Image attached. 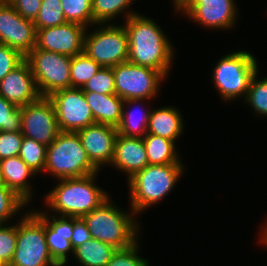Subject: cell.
Segmentation results:
<instances>
[{
    "label": "cell",
    "mask_w": 267,
    "mask_h": 266,
    "mask_svg": "<svg viewBox=\"0 0 267 266\" xmlns=\"http://www.w3.org/2000/svg\"><path fill=\"white\" fill-rule=\"evenodd\" d=\"M185 164L147 165L127 182L128 205L140 218L151 207L163 202L186 172ZM167 196V197H166Z\"/></svg>",
    "instance_id": "obj_4"
},
{
    "label": "cell",
    "mask_w": 267,
    "mask_h": 266,
    "mask_svg": "<svg viewBox=\"0 0 267 266\" xmlns=\"http://www.w3.org/2000/svg\"><path fill=\"white\" fill-rule=\"evenodd\" d=\"M116 250L108 243L92 239L74 249L72 261L77 266H106Z\"/></svg>",
    "instance_id": "obj_26"
},
{
    "label": "cell",
    "mask_w": 267,
    "mask_h": 266,
    "mask_svg": "<svg viewBox=\"0 0 267 266\" xmlns=\"http://www.w3.org/2000/svg\"><path fill=\"white\" fill-rule=\"evenodd\" d=\"M2 182L13 190L28 205L35 199V185L32 179L38 175L19 157H9L0 160Z\"/></svg>",
    "instance_id": "obj_20"
},
{
    "label": "cell",
    "mask_w": 267,
    "mask_h": 266,
    "mask_svg": "<svg viewBox=\"0 0 267 266\" xmlns=\"http://www.w3.org/2000/svg\"><path fill=\"white\" fill-rule=\"evenodd\" d=\"M47 147L33 139L23 136L19 157L39 176L46 166ZM41 173V174H40Z\"/></svg>",
    "instance_id": "obj_30"
},
{
    "label": "cell",
    "mask_w": 267,
    "mask_h": 266,
    "mask_svg": "<svg viewBox=\"0 0 267 266\" xmlns=\"http://www.w3.org/2000/svg\"><path fill=\"white\" fill-rule=\"evenodd\" d=\"M141 238L132 246L117 249L106 266H151L150 261L142 256Z\"/></svg>",
    "instance_id": "obj_33"
},
{
    "label": "cell",
    "mask_w": 267,
    "mask_h": 266,
    "mask_svg": "<svg viewBox=\"0 0 267 266\" xmlns=\"http://www.w3.org/2000/svg\"><path fill=\"white\" fill-rule=\"evenodd\" d=\"M112 196L82 218L93 239L112 245L116 249L132 246L142 237V222L129 206L114 203ZM139 221V222H138Z\"/></svg>",
    "instance_id": "obj_3"
},
{
    "label": "cell",
    "mask_w": 267,
    "mask_h": 266,
    "mask_svg": "<svg viewBox=\"0 0 267 266\" xmlns=\"http://www.w3.org/2000/svg\"><path fill=\"white\" fill-rule=\"evenodd\" d=\"M101 68L102 66L91 59L84 51L71 57V88H82Z\"/></svg>",
    "instance_id": "obj_28"
},
{
    "label": "cell",
    "mask_w": 267,
    "mask_h": 266,
    "mask_svg": "<svg viewBox=\"0 0 267 266\" xmlns=\"http://www.w3.org/2000/svg\"><path fill=\"white\" fill-rule=\"evenodd\" d=\"M15 221L0 225V259L7 266L12 261L17 244V219Z\"/></svg>",
    "instance_id": "obj_36"
},
{
    "label": "cell",
    "mask_w": 267,
    "mask_h": 266,
    "mask_svg": "<svg viewBox=\"0 0 267 266\" xmlns=\"http://www.w3.org/2000/svg\"><path fill=\"white\" fill-rule=\"evenodd\" d=\"M148 165L143 138L124 137L117 134L110 168L125 174V182Z\"/></svg>",
    "instance_id": "obj_19"
},
{
    "label": "cell",
    "mask_w": 267,
    "mask_h": 266,
    "mask_svg": "<svg viewBox=\"0 0 267 266\" xmlns=\"http://www.w3.org/2000/svg\"><path fill=\"white\" fill-rule=\"evenodd\" d=\"M87 28L73 22L36 30V48L52 51L69 57L84 50Z\"/></svg>",
    "instance_id": "obj_15"
},
{
    "label": "cell",
    "mask_w": 267,
    "mask_h": 266,
    "mask_svg": "<svg viewBox=\"0 0 267 266\" xmlns=\"http://www.w3.org/2000/svg\"><path fill=\"white\" fill-rule=\"evenodd\" d=\"M30 207L17 219V244L9 266H59L48 249L45 222Z\"/></svg>",
    "instance_id": "obj_7"
},
{
    "label": "cell",
    "mask_w": 267,
    "mask_h": 266,
    "mask_svg": "<svg viewBox=\"0 0 267 266\" xmlns=\"http://www.w3.org/2000/svg\"><path fill=\"white\" fill-rule=\"evenodd\" d=\"M81 89L83 92L116 94L112 67H102Z\"/></svg>",
    "instance_id": "obj_34"
},
{
    "label": "cell",
    "mask_w": 267,
    "mask_h": 266,
    "mask_svg": "<svg viewBox=\"0 0 267 266\" xmlns=\"http://www.w3.org/2000/svg\"><path fill=\"white\" fill-rule=\"evenodd\" d=\"M267 217L264 218V221L260 224L261 226L259 227L258 231H256L255 233H257V242L261 245H263L262 247H265V251H267Z\"/></svg>",
    "instance_id": "obj_41"
},
{
    "label": "cell",
    "mask_w": 267,
    "mask_h": 266,
    "mask_svg": "<svg viewBox=\"0 0 267 266\" xmlns=\"http://www.w3.org/2000/svg\"><path fill=\"white\" fill-rule=\"evenodd\" d=\"M102 67L128 61V36L122 23L94 24L87 28L84 50Z\"/></svg>",
    "instance_id": "obj_8"
},
{
    "label": "cell",
    "mask_w": 267,
    "mask_h": 266,
    "mask_svg": "<svg viewBox=\"0 0 267 266\" xmlns=\"http://www.w3.org/2000/svg\"><path fill=\"white\" fill-rule=\"evenodd\" d=\"M100 172L89 160L76 132H60L47 147L43 175L53 180L79 178Z\"/></svg>",
    "instance_id": "obj_6"
},
{
    "label": "cell",
    "mask_w": 267,
    "mask_h": 266,
    "mask_svg": "<svg viewBox=\"0 0 267 266\" xmlns=\"http://www.w3.org/2000/svg\"><path fill=\"white\" fill-rule=\"evenodd\" d=\"M135 3L136 0H92L93 25L118 23L117 18L124 22L139 13L133 10Z\"/></svg>",
    "instance_id": "obj_25"
},
{
    "label": "cell",
    "mask_w": 267,
    "mask_h": 266,
    "mask_svg": "<svg viewBox=\"0 0 267 266\" xmlns=\"http://www.w3.org/2000/svg\"><path fill=\"white\" fill-rule=\"evenodd\" d=\"M21 133L48 147L60 133L55 109L49 97L21 107Z\"/></svg>",
    "instance_id": "obj_13"
},
{
    "label": "cell",
    "mask_w": 267,
    "mask_h": 266,
    "mask_svg": "<svg viewBox=\"0 0 267 266\" xmlns=\"http://www.w3.org/2000/svg\"><path fill=\"white\" fill-rule=\"evenodd\" d=\"M121 23L128 36V61L170 77L177 50L157 19L140 12Z\"/></svg>",
    "instance_id": "obj_1"
},
{
    "label": "cell",
    "mask_w": 267,
    "mask_h": 266,
    "mask_svg": "<svg viewBox=\"0 0 267 266\" xmlns=\"http://www.w3.org/2000/svg\"><path fill=\"white\" fill-rule=\"evenodd\" d=\"M220 58V59H219ZM214 63L211 73V81L214 89L224 103L243 101L252 77L259 70V62L256 55L249 49L232 50Z\"/></svg>",
    "instance_id": "obj_5"
},
{
    "label": "cell",
    "mask_w": 267,
    "mask_h": 266,
    "mask_svg": "<svg viewBox=\"0 0 267 266\" xmlns=\"http://www.w3.org/2000/svg\"><path fill=\"white\" fill-rule=\"evenodd\" d=\"M25 59L41 96L49 97L56 91L71 88V57L34 47Z\"/></svg>",
    "instance_id": "obj_11"
},
{
    "label": "cell",
    "mask_w": 267,
    "mask_h": 266,
    "mask_svg": "<svg viewBox=\"0 0 267 266\" xmlns=\"http://www.w3.org/2000/svg\"><path fill=\"white\" fill-rule=\"evenodd\" d=\"M84 96L91 108L95 123L115 127L120 124L124 100L117 94L84 92Z\"/></svg>",
    "instance_id": "obj_23"
},
{
    "label": "cell",
    "mask_w": 267,
    "mask_h": 266,
    "mask_svg": "<svg viewBox=\"0 0 267 266\" xmlns=\"http://www.w3.org/2000/svg\"><path fill=\"white\" fill-rule=\"evenodd\" d=\"M258 70L252 77L246 97L242 101L248 105L252 115L260 119L267 118V76H259ZM262 117V118H261Z\"/></svg>",
    "instance_id": "obj_27"
},
{
    "label": "cell",
    "mask_w": 267,
    "mask_h": 266,
    "mask_svg": "<svg viewBox=\"0 0 267 266\" xmlns=\"http://www.w3.org/2000/svg\"><path fill=\"white\" fill-rule=\"evenodd\" d=\"M0 266H7V265L0 259Z\"/></svg>",
    "instance_id": "obj_43"
},
{
    "label": "cell",
    "mask_w": 267,
    "mask_h": 266,
    "mask_svg": "<svg viewBox=\"0 0 267 266\" xmlns=\"http://www.w3.org/2000/svg\"><path fill=\"white\" fill-rule=\"evenodd\" d=\"M39 208L32 209L45 222V236L49 252L59 266H68L74 253L71 245L73 217L49 214L41 206Z\"/></svg>",
    "instance_id": "obj_16"
},
{
    "label": "cell",
    "mask_w": 267,
    "mask_h": 266,
    "mask_svg": "<svg viewBox=\"0 0 267 266\" xmlns=\"http://www.w3.org/2000/svg\"><path fill=\"white\" fill-rule=\"evenodd\" d=\"M149 101L151 102L145 99L124 100L121 122L117 126L118 134L124 137H144L152 110Z\"/></svg>",
    "instance_id": "obj_22"
},
{
    "label": "cell",
    "mask_w": 267,
    "mask_h": 266,
    "mask_svg": "<svg viewBox=\"0 0 267 266\" xmlns=\"http://www.w3.org/2000/svg\"><path fill=\"white\" fill-rule=\"evenodd\" d=\"M143 142L149 165L185 164L175 141L146 133Z\"/></svg>",
    "instance_id": "obj_24"
},
{
    "label": "cell",
    "mask_w": 267,
    "mask_h": 266,
    "mask_svg": "<svg viewBox=\"0 0 267 266\" xmlns=\"http://www.w3.org/2000/svg\"><path fill=\"white\" fill-rule=\"evenodd\" d=\"M4 184L2 182V179H1V174H0V187H2Z\"/></svg>",
    "instance_id": "obj_44"
},
{
    "label": "cell",
    "mask_w": 267,
    "mask_h": 266,
    "mask_svg": "<svg viewBox=\"0 0 267 266\" xmlns=\"http://www.w3.org/2000/svg\"><path fill=\"white\" fill-rule=\"evenodd\" d=\"M25 19L34 21L38 15L42 0H7Z\"/></svg>",
    "instance_id": "obj_39"
},
{
    "label": "cell",
    "mask_w": 267,
    "mask_h": 266,
    "mask_svg": "<svg viewBox=\"0 0 267 266\" xmlns=\"http://www.w3.org/2000/svg\"><path fill=\"white\" fill-rule=\"evenodd\" d=\"M23 135L19 132L0 131V160L19 155Z\"/></svg>",
    "instance_id": "obj_37"
},
{
    "label": "cell",
    "mask_w": 267,
    "mask_h": 266,
    "mask_svg": "<svg viewBox=\"0 0 267 266\" xmlns=\"http://www.w3.org/2000/svg\"><path fill=\"white\" fill-rule=\"evenodd\" d=\"M33 22L36 30L65 24L67 21L62 10L61 1L42 0L38 15Z\"/></svg>",
    "instance_id": "obj_32"
},
{
    "label": "cell",
    "mask_w": 267,
    "mask_h": 266,
    "mask_svg": "<svg viewBox=\"0 0 267 266\" xmlns=\"http://www.w3.org/2000/svg\"><path fill=\"white\" fill-rule=\"evenodd\" d=\"M0 131H21V107L0 96Z\"/></svg>",
    "instance_id": "obj_35"
},
{
    "label": "cell",
    "mask_w": 267,
    "mask_h": 266,
    "mask_svg": "<svg viewBox=\"0 0 267 266\" xmlns=\"http://www.w3.org/2000/svg\"><path fill=\"white\" fill-rule=\"evenodd\" d=\"M170 1H172L170 2L171 5L173 6L172 10L178 9L180 6H182L186 2V0H170Z\"/></svg>",
    "instance_id": "obj_42"
},
{
    "label": "cell",
    "mask_w": 267,
    "mask_h": 266,
    "mask_svg": "<svg viewBox=\"0 0 267 266\" xmlns=\"http://www.w3.org/2000/svg\"><path fill=\"white\" fill-rule=\"evenodd\" d=\"M24 59L19 51L0 43V81Z\"/></svg>",
    "instance_id": "obj_38"
},
{
    "label": "cell",
    "mask_w": 267,
    "mask_h": 266,
    "mask_svg": "<svg viewBox=\"0 0 267 266\" xmlns=\"http://www.w3.org/2000/svg\"><path fill=\"white\" fill-rule=\"evenodd\" d=\"M0 96L18 107L30 104L41 97L26 59L0 81Z\"/></svg>",
    "instance_id": "obj_18"
},
{
    "label": "cell",
    "mask_w": 267,
    "mask_h": 266,
    "mask_svg": "<svg viewBox=\"0 0 267 266\" xmlns=\"http://www.w3.org/2000/svg\"><path fill=\"white\" fill-rule=\"evenodd\" d=\"M0 43L24 57L36 46L34 22L22 17L7 0H0Z\"/></svg>",
    "instance_id": "obj_14"
},
{
    "label": "cell",
    "mask_w": 267,
    "mask_h": 266,
    "mask_svg": "<svg viewBox=\"0 0 267 266\" xmlns=\"http://www.w3.org/2000/svg\"><path fill=\"white\" fill-rule=\"evenodd\" d=\"M60 132H76L94 124V116L81 88H67L49 96Z\"/></svg>",
    "instance_id": "obj_12"
},
{
    "label": "cell",
    "mask_w": 267,
    "mask_h": 266,
    "mask_svg": "<svg viewBox=\"0 0 267 266\" xmlns=\"http://www.w3.org/2000/svg\"><path fill=\"white\" fill-rule=\"evenodd\" d=\"M92 239V235L89 232L88 226L84 219L82 217H73V233L71 238V245L73 249Z\"/></svg>",
    "instance_id": "obj_40"
},
{
    "label": "cell",
    "mask_w": 267,
    "mask_h": 266,
    "mask_svg": "<svg viewBox=\"0 0 267 266\" xmlns=\"http://www.w3.org/2000/svg\"><path fill=\"white\" fill-rule=\"evenodd\" d=\"M184 115L179 107L164 105L152 108L147 133L161 136L178 143L186 130Z\"/></svg>",
    "instance_id": "obj_21"
},
{
    "label": "cell",
    "mask_w": 267,
    "mask_h": 266,
    "mask_svg": "<svg viewBox=\"0 0 267 266\" xmlns=\"http://www.w3.org/2000/svg\"><path fill=\"white\" fill-rule=\"evenodd\" d=\"M80 141L91 163L99 170L109 167L113 155L114 144L118 134L117 127L94 123L78 131Z\"/></svg>",
    "instance_id": "obj_17"
},
{
    "label": "cell",
    "mask_w": 267,
    "mask_h": 266,
    "mask_svg": "<svg viewBox=\"0 0 267 266\" xmlns=\"http://www.w3.org/2000/svg\"><path fill=\"white\" fill-rule=\"evenodd\" d=\"M27 208L29 205L13 190L5 185L0 187V225L10 223L14 218L19 219Z\"/></svg>",
    "instance_id": "obj_29"
},
{
    "label": "cell",
    "mask_w": 267,
    "mask_h": 266,
    "mask_svg": "<svg viewBox=\"0 0 267 266\" xmlns=\"http://www.w3.org/2000/svg\"><path fill=\"white\" fill-rule=\"evenodd\" d=\"M99 175L58 179L45 193L42 206L49 214L65 217H83L99 207L112 194L98 185ZM51 212V213H50Z\"/></svg>",
    "instance_id": "obj_2"
},
{
    "label": "cell",
    "mask_w": 267,
    "mask_h": 266,
    "mask_svg": "<svg viewBox=\"0 0 267 266\" xmlns=\"http://www.w3.org/2000/svg\"><path fill=\"white\" fill-rule=\"evenodd\" d=\"M237 0H186L178 9L175 16L186 17L207 31H232L239 21L240 7ZM231 29V30H230Z\"/></svg>",
    "instance_id": "obj_10"
},
{
    "label": "cell",
    "mask_w": 267,
    "mask_h": 266,
    "mask_svg": "<svg viewBox=\"0 0 267 266\" xmlns=\"http://www.w3.org/2000/svg\"><path fill=\"white\" fill-rule=\"evenodd\" d=\"M116 94L126 99L155 100L165 80L161 71L149 67L136 65L129 61L112 67ZM159 94V95H158Z\"/></svg>",
    "instance_id": "obj_9"
},
{
    "label": "cell",
    "mask_w": 267,
    "mask_h": 266,
    "mask_svg": "<svg viewBox=\"0 0 267 266\" xmlns=\"http://www.w3.org/2000/svg\"><path fill=\"white\" fill-rule=\"evenodd\" d=\"M67 22L80 24L86 28L93 25L92 0H60Z\"/></svg>",
    "instance_id": "obj_31"
}]
</instances>
